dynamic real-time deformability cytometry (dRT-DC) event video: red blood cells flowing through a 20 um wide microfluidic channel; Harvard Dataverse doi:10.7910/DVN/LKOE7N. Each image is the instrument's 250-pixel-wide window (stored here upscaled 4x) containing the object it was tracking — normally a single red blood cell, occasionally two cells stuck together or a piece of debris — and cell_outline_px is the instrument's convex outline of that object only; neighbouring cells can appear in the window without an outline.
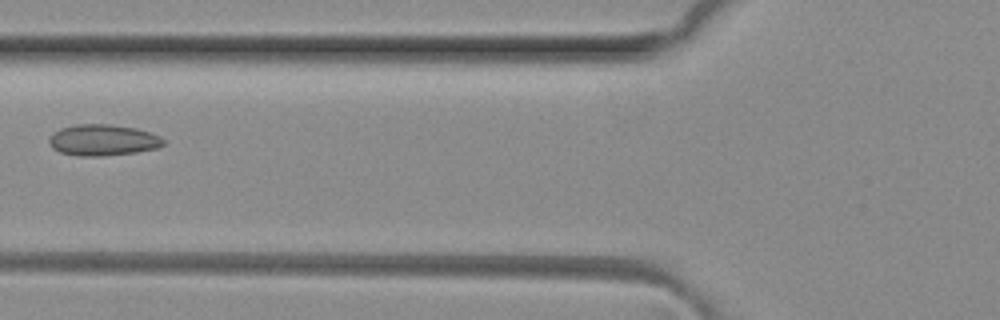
{"species": "common noctule bat (a hibernating species)", "species_latin": "Nyctalus noctula", "temperature_condition": "room temperature", "stored_images_in_passage": 3, "camera_frame_rate_fps": 3000, "um_per_image_px": 0.085, "animal": {"sex": "female", "body_mass_g": 29.2, "forearm_length_mm": 56.3}, "frame": {"image": 1, "passage_image": 3, "time_ms": 0.667, "image_size_px": [1000, 320], "cell_outline_px": [[164, 144], [156, 148], [136, 152], [100, 156], [80, 156], [60, 152], [52, 148], [48, 140], [52, 132], [60, 128], [76, 124], [112, 124], [136, 128], [160, 136], [164, 140]], "centroid_in_image_um": [8.71, 11.9], "position_along_channel_um": 117.1, "area_um2": 20.81}}